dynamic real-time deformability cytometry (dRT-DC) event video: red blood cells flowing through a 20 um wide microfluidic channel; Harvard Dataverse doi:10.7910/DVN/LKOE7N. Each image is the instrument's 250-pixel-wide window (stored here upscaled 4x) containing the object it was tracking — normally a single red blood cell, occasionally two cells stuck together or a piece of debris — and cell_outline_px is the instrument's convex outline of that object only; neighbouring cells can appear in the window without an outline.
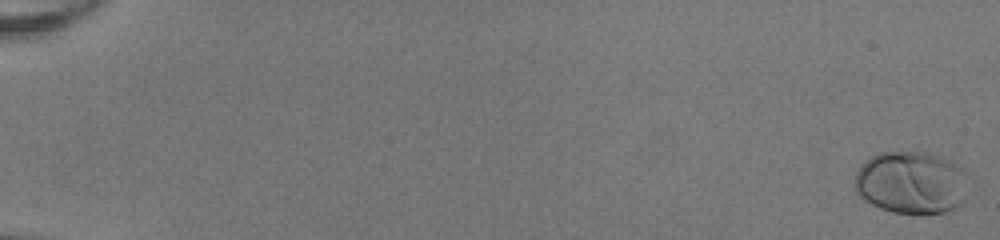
{"species": "human", "species_latin": "Homo sapiens", "temperature_condition": "room temperature", "stored_images_in_passage": 53, "camera_frame_rate_fps": 3000, "um_per_image_px": 0.085, "donor": {"sex": "female"}, "frame": {"image": 1, "passage_image": 1, "time_ms": 0.0, "image_size_px": [1000, 240], "cell_outline_px": [[968, 172], [964, 200], [956, 208], [944, 212], [892, 212], [880, 208], [864, 200], [856, 192], [856, 172], [872, 156], [880, 152], [928, 152], [948, 160], [956, 164]], "centroid_in_image_um": [77.49, 15.51], "position_along_channel_um": 7.5, "area_um2": 41.1}}
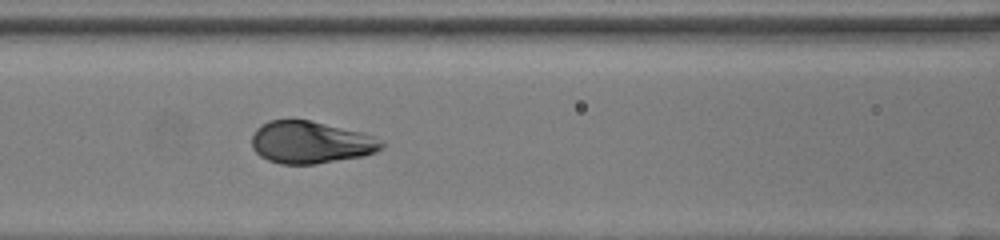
{"frame": {"image": 2, "passage_image": 26, "time_ms": 8.333, "image_size_px": [1000, 240], "cell_outline_px": [[384, 144], [376, 152], [364, 156], [316, 164], [280, 164], [268, 160], [260, 156], [252, 148], [252, 136], [256, 128], [268, 120], [312, 120], [360, 132], [372, 136]], "centroid_in_image_um": [26.36, 12.1], "position_along_channel_um": 140.2, "area_um2": 31.85}}
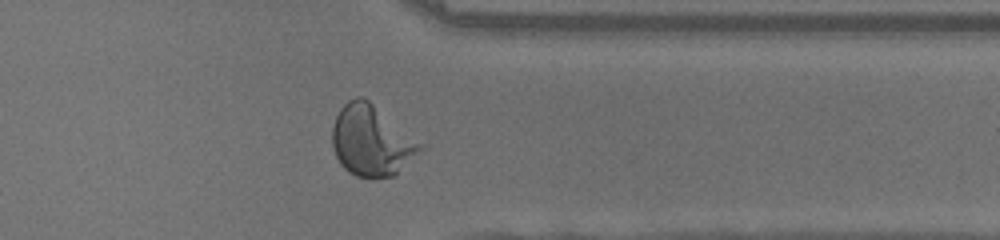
{"frame": {"image": 3, "passage_image": 44, "time_ms": 14.333, "image_size_px": [1000, 240], "cell_outline_px": [[424, 144], [392, 176], [356, 176], [348, 172], [340, 164], [336, 156], [332, 144], [332, 128], [336, 116], [340, 108], [348, 100], [356, 96], [364, 96]], "centroid_in_image_um": [31.51, 11.9], "position_along_channel_um": 379.9, "area_um2": 35.49}}